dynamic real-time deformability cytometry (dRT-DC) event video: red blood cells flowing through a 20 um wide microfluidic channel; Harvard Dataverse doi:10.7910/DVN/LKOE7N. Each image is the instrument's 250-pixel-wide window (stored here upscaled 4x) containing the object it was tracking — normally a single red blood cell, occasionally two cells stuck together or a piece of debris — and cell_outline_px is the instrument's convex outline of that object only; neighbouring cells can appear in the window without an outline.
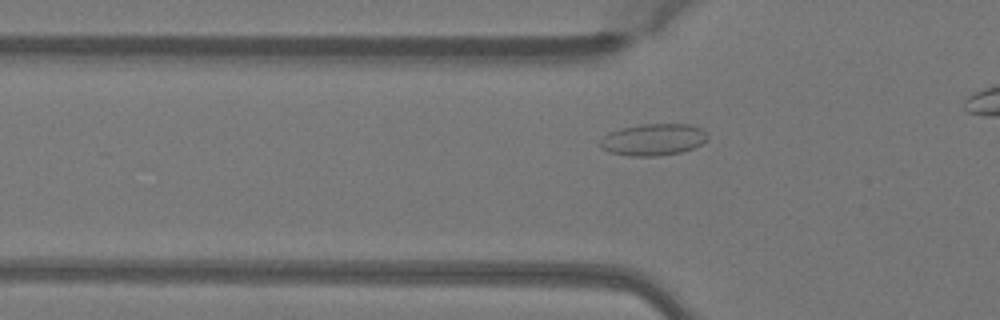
{"species": "Egyptian fruit bat (a non-hibernating species)", "species_latin": "Rousettus aegyptiacus", "temperature_condition": "warm", "stored_images_in_passage": 37, "camera_frame_rate_fps": 3000, "um_per_image_px": 0.085, "animal": {"sex": "female"}, "frame": {"image": 1, "passage_image": 12, "time_ms": 3.667, "image_size_px": [1000, 320], "cell_outline_px": [[708, 136], [700, 144], [692, 148], [680, 152], [656, 156], [628, 156], [608, 152], [600, 148], [600, 140], [608, 132], [620, 128], [640, 124], [692, 124], [708, 132]], "centroid_in_image_um": [55.49, 11.86], "position_along_channel_um": 70.3, "area_um2": 20.0}}
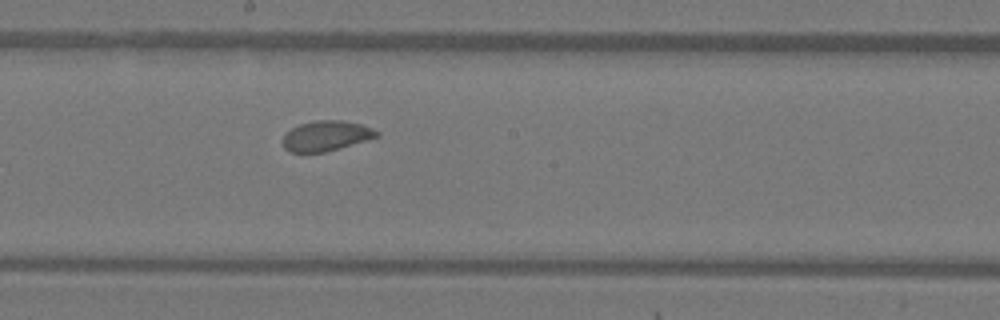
{"frame": {"image": 2, "passage_image": 23, "time_ms": 7.333, "image_size_px": [1000, 320], "cell_outline_px": [[380, 136], [340, 148], [324, 152], [292, 152], [284, 148], [280, 140], [292, 128], [300, 124], [316, 120], [344, 120], [360, 124], [372, 128], [380, 132]], "centroid_in_image_um": [27.73, 11.54], "position_along_channel_um": 220.5, "area_um2": 16.53}}
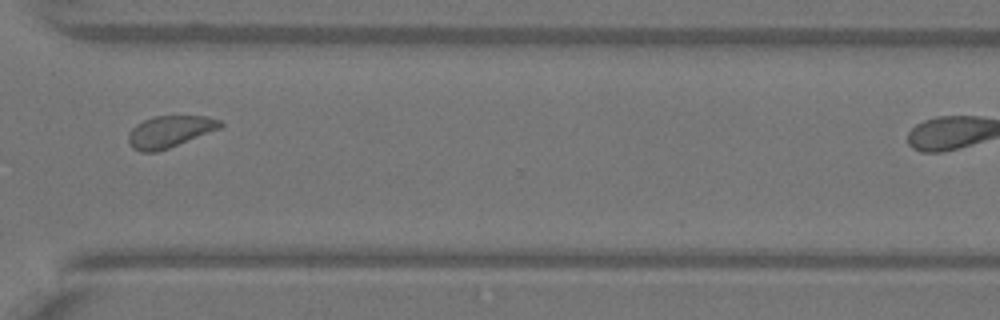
{"frame": {"image": 3, "passage_image": 33, "time_ms": 10.667, "image_size_px": [1000, 320], "cell_outline_px": [[224, 124], [220, 128], [168, 148], [156, 152], [140, 152], [132, 148], [128, 140], [128, 136], [132, 128], [136, 124], [152, 116], [208, 116], [220, 120]], "centroid_in_image_um": [14.41, 11.18], "position_along_channel_um": 356.2, "area_um2": 16.88}}